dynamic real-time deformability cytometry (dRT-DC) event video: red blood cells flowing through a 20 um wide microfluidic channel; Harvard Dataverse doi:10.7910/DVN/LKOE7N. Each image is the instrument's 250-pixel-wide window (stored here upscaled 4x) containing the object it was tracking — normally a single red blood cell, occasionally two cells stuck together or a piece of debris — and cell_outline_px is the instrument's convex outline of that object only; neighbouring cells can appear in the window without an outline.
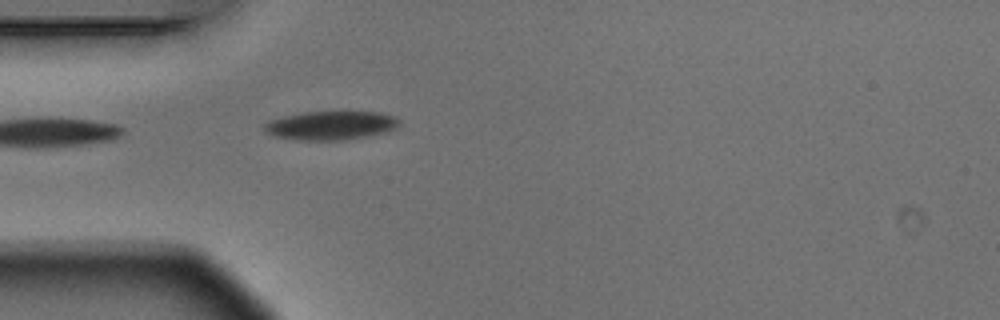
{"species": "Egyptian fruit bat (a non-hibernating species)", "species_latin": "Rousettus aegyptiacus", "temperature_condition": "warm", "stored_images_in_passage": 4, "camera_frame_rate_fps": 3000, "um_per_image_px": 0.085, "animal": {"sex": "male"}, "frame": {"image": 1, "passage_image": 4, "time_ms": 1.0, "image_size_px": [1000, 320], "cell_outline_px": [[400, 124], [396, 128], [384, 132], [344, 140], [296, 140], [276, 136], [264, 132], [264, 124], [268, 120], [284, 116], [304, 112], [380, 112], [396, 116], [400, 120]], "centroid_in_image_um": [28.11, 10.66], "position_along_channel_um": 56.9, "area_um2": 22.6}}